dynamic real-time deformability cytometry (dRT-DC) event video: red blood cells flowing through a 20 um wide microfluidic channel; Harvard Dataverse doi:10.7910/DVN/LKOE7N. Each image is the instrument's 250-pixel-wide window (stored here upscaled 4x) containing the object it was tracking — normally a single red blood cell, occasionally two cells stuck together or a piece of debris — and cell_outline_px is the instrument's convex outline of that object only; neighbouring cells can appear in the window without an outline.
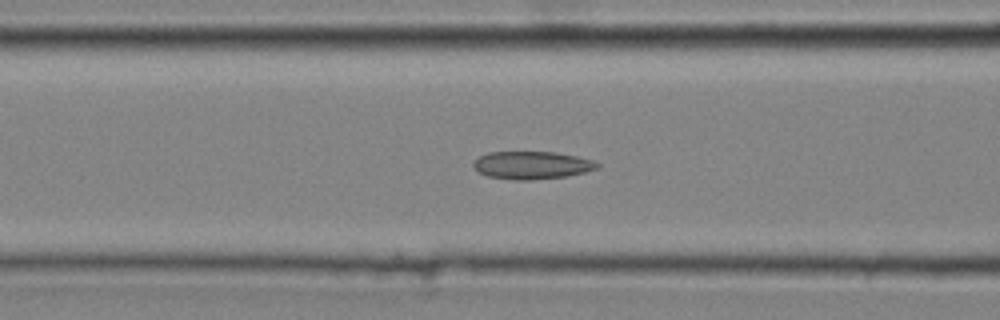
{"species": "common noctule bat (a hibernating species)", "species_latin": "Nyctalus noctula", "temperature_condition": "cold", "stored_images_in_passage": 31, "camera_frame_rate_fps": 3000, "um_per_image_px": 0.085, "animal": {"sex": "male", "body_mass_g": 20.4}, "frame": {"image": 1, "passage_image": 12, "time_ms": 3.667, "image_size_px": [1000, 320], "cell_outline_px": [[600, 164], [596, 168], [584, 172], [564, 176], [528, 180], [516, 180], [488, 176], [480, 172], [472, 164], [480, 156], [488, 152], [556, 152], [596, 160]], "centroid_in_image_um": [45.23, 14.03], "position_along_channel_um": 121.4, "area_um2": 19.77}}
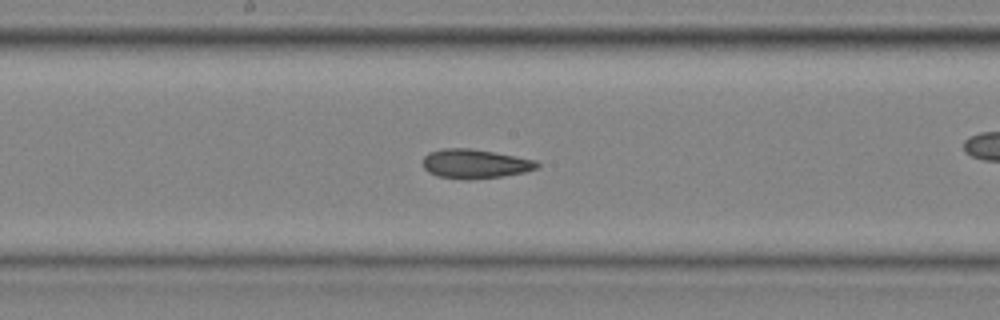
{"frame": {"image": 2, "passage_image": 18, "time_ms": 5.667, "image_size_px": [1000, 320], "cell_outline_px": [[540, 164], [536, 168], [524, 172], [504, 176], [468, 180], [464, 180], [436, 176], [428, 172], [424, 168], [424, 156], [428, 152], [444, 148], [472, 148], [536, 160]], "centroid_in_image_um": [40.35, 13.93], "position_along_channel_um": 207.8, "area_um2": 19.54}}
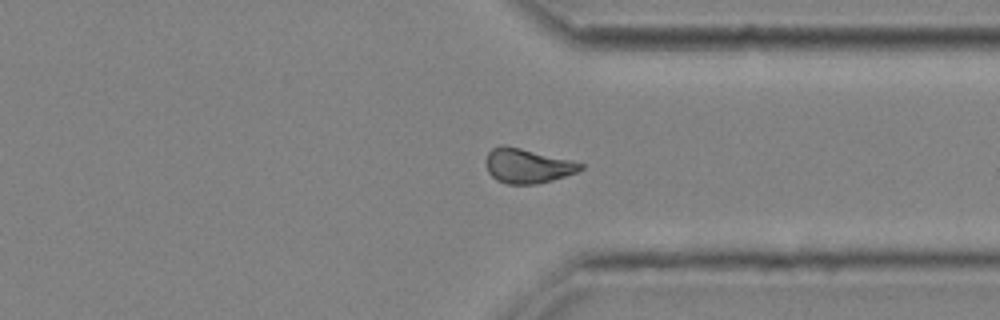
{"frame": {"image": 3, "passage_image": 29, "time_ms": 9.333, "image_size_px": [1000, 320], "cell_outline_px": [[584, 168], [576, 172], [552, 180], [536, 184], [508, 184], [496, 180], [488, 172], [484, 160], [488, 152], [492, 148], [500, 144], [504, 144], [572, 160], [584, 164]], "centroid_in_image_um": [44.8, 14.08], "position_along_channel_um": 366.6, "area_um2": 19.19}}